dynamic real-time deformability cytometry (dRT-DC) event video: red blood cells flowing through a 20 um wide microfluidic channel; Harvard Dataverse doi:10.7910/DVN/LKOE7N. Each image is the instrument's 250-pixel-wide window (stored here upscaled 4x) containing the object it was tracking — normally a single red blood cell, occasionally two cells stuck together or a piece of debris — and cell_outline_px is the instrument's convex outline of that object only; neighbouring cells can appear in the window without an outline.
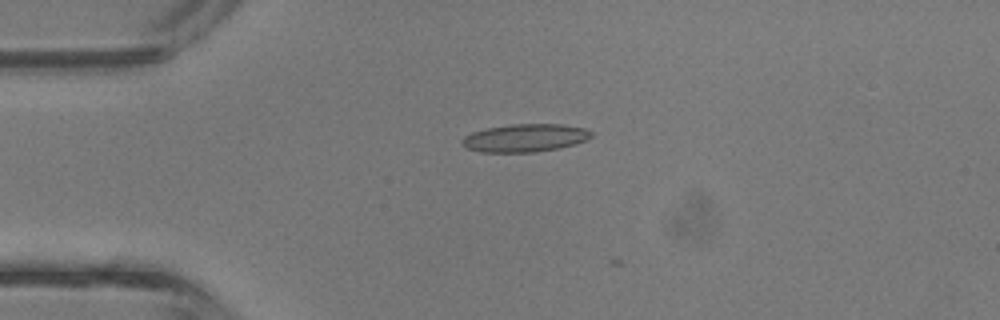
{"species": "common noctule bat (a hibernating species)", "species_latin": "Nyctalus noctula", "temperature_condition": "room temperature", "stored_images_in_passage": 5, "camera_frame_rate_fps": 3000, "um_per_image_px": 0.085, "animal": {"sex": "male", "body_mass_g": 13.3}, "frame": {"image": 1, "passage_image": 4, "time_ms": 1.0, "image_size_px": [1000, 320], "cell_outline_px": [[592, 136], [588, 140], [576, 144], [560, 148], [536, 152], [480, 152], [464, 148], [460, 140], [464, 136], [472, 132], [488, 128], [512, 124], [560, 124], [584, 128], [592, 132]], "centroid_in_image_um": [44.62, 11.73], "position_along_channel_um": 40.4, "area_um2": 21.21}}